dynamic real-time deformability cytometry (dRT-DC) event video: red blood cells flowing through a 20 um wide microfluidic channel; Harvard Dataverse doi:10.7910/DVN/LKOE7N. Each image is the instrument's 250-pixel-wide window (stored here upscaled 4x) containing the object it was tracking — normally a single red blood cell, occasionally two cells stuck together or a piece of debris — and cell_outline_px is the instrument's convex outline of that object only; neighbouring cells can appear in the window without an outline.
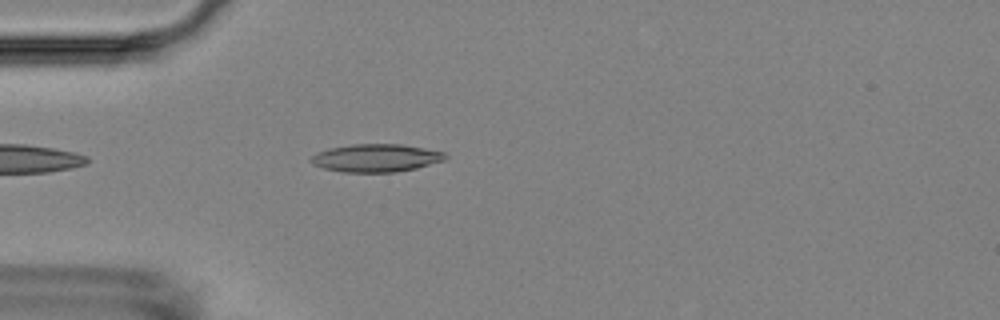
{"species": "Egyptian fruit bat (a non-hibernating species)", "species_latin": "Rousettus aegyptiacus", "temperature_condition": "room temperature", "stored_images_in_passage": 2, "camera_frame_rate_fps": 3000, "um_per_image_px": 0.085, "animal": {"sex": "female"}, "frame": {"image": 1, "passage_image": 2, "time_ms": 1.333, "image_size_px": [1000, 320], "cell_outline_px": [[448, 156], [444, 160], [416, 168], [396, 172], [340, 172], [324, 168], [312, 164], [308, 160], [316, 152], [332, 148], [352, 144], [400, 144], [424, 148], [444, 152]], "centroid_in_image_um": [31.94, 13.43], "position_along_channel_um": 53.1, "area_um2": 21.79}}